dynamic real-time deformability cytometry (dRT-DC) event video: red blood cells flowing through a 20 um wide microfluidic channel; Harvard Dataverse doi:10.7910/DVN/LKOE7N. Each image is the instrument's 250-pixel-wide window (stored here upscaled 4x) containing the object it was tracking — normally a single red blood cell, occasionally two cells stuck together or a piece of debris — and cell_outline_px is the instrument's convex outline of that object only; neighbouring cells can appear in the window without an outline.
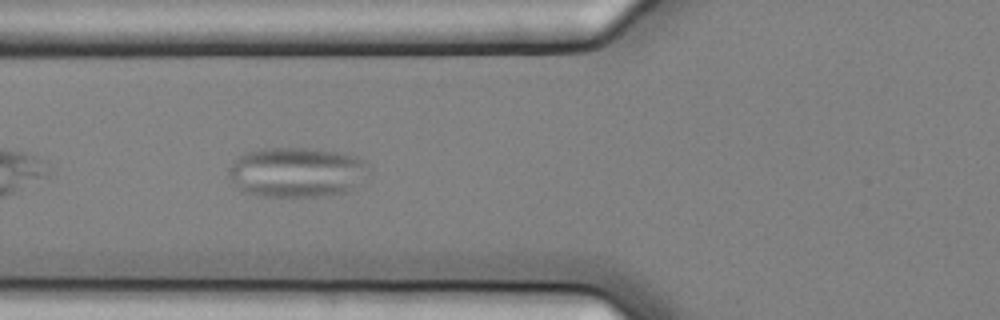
{"species": "common noctule bat (a hibernating species)", "species_latin": "Nyctalus noctula", "temperature_condition": "cold", "stored_images_in_passage": 7, "camera_frame_rate_fps": 3000, "um_per_image_px": 0.085, "animal": {"sex": "female", "body_mass_g": 25.1}, "frame": {"image": 1, "passage_image": 7, "time_ms": 2.0, "image_size_px": [1000, 320], "cell_outline_px": [[368, 168], [352, 188], [344, 192], [328, 196], [264, 196], [244, 192], [232, 184], [228, 172], [228, 168], [244, 152], [260, 148], [308, 148], [336, 152], [356, 156], [364, 160], [368, 164]], "centroid_in_image_um": [25.15, 14.63], "position_along_channel_um": 100.6, "area_um2": 40.52}}